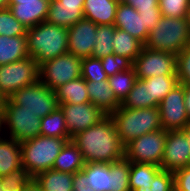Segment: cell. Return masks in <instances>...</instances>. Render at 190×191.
Returning <instances> with one entry per match:
<instances>
[{"label": "cell", "instance_id": "cell-1", "mask_svg": "<svg viewBox=\"0 0 190 191\" xmlns=\"http://www.w3.org/2000/svg\"><path fill=\"white\" fill-rule=\"evenodd\" d=\"M71 140L80 149L86 163L110 164L125 158V146L118 137L110 115H105Z\"/></svg>", "mask_w": 190, "mask_h": 191}, {"label": "cell", "instance_id": "cell-2", "mask_svg": "<svg viewBox=\"0 0 190 191\" xmlns=\"http://www.w3.org/2000/svg\"><path fill=\"white\" fill-rule=\"evenodd\" d=\"M26 38L28 54L39 65L68 52V28L44 21L28 28Z\"/></svg>", "mask_w": 190, "mask_h": 191}, {"label": "cell", "instance_id": "cell-3", "mask_svg": "<svg viewBox=\"0 0 190 191\" xmlns=\"http://www.w3.org/2000/svg\"><path fill=\"white\" fill-rule=\"evenodd\" d=\"M110 116L124 146L143 134L162 129L159 107L130 109L119 106Z\"/></svg>", "mask_w": 190, "mask_h": 191}, {"label": "cell", "instance_id": "cell-4", "mask_svg": "<svg viewBox=\"0 0 190 191\" xmlns=\"http://www.w3.org/2000/svg\"><path fill=\"white\" fill-rule=\"evenodd\" d=\"M190 46V28L186 17L170 18L162 16L156 26L149 31L144 47L178 55Z\"/></svg>", "mask_w": 190, "mask_h": 191}, {"label": "cell", "instance_id": "cell-5", "mask_svg": "<svg viewBox=\"0 0 190 191\" xmlns=\"http://www.w3.org/2000/svg\"><path fill=\"white\" fill-rule=\"evenodd\" d=\"M68 140L71 138L40 135L21 143L22 166L33 178L52 169L55 159Z\"/></svg>", "mask_w": 190, "mask_h": 191}, {"label": "cell", "instance_id": "cell-6", "mask_svg": "<svg viewBox=\"0 0 190 191\" xmlns=\"http://www.w3.org/2000/svg\"><path fill=\"white\" fill-rule=\"evenodd\" d=\"M39 81L40 65L31 57L0 65V97L2 99Z\"/></svg>", "mask_w": 190, "mask_h": 191}, {"label": "cell", "instance_id": "cell-7", "mask_svg": "<svg viewBox=\"0 0 190 191\" xmlns=\"http://www.w3.org/2000/svg\"><path fill=\"white\" fill-rule=\"evenodd\" d=\"M4 126L10 130L9 137L20 144L40 136L41 118L33 112L24 110V106L12 103L8 98L3 99Z\"/></svg>", "mask_w": 190, "mask_h": 191}, {"label": "cell", "instance_id": "cell-8", "mask_svg": "<svg viewBox=\"0 0 190 191\" xmlns=\"http://www.w3.org/2000/svg\"><path fill=\"white\" fill-rule=\"evenodd\" d=\"M8 99L14 104L24 106V110L33 112L40 118L59 107L56 92L41 81L17 90Z\"/></svg>", "mask_w": 190, "mask_h": 191}, {"label": "cell", "instance_id": "cell-9", "mask_svg": "<svg viewBox=\"0 0 190 191\" xmlns=\"http://www.w3.org/2000/svg\"><path fill=\"white\" fill-rule=\"evenodd\" d=\"M130 191H171L174 174L149 163L130 162Z\"/></svg>", "mask_w": 190, "mask_h": 191}, {"label": "cell", "instance_id": "cell-10", "mask_svg": "<svg viewBox=\"0 0 190 191\" xmlns=\"http://www.w3.org/2000/svg\"><path fill=\"white\" fill-rule=\"evenodd\" d=\"M82 58L65 53L40 65V81L55 91L61 85L81 77Z\"/></svg>", "mask_w": 190, "mask_h": 191}, {"label": "cell", "instance_id": "cell-11", "mask_svg": "<svg viewBox=\"0 0 190 191\" xmlns=\"http://www.w3.org/2000/svg\"><path fill=\"white\" fill-rule=\"evenodd\" d=\"M167 130L141 135L125 146V158L134 163H149L161 167Z\"/></svg>", "mask_w": 190, "mask_h": 191}, {"label": "cell", "instance_id": "cell-12", "mask_svg": "<svg viewBox=\"0 0 190 191\" xmlns=\"http://www.w3.org/2000/svg\"><path fill=\"white\" fill-rule=\"evenodd\" d=\"M137 79H148L161 75H177L176 55L143 47L132 65Z\"/></svg>", "mask_w": 190, "mask_h": 191}, {"label": "cell", "instance_id": "cell-13", "mask_svg": "<svg viewBox=\"0 0 190 191\" xmlns=\"http://www.w3.org/2000/svg\"><path fill=\"white\" fill-rule=\"evenodd\" d=\"M160 122L164 130L182 129L190 122L185 102L184 84H177L160 102Z\"/></svg>", "mask_w": 190, "mask_h": 191}, {"label": "cell", "instance_id": "cell-14", "mask_svg": "<svg viewBox=\"0 0 190 191\" xmlns=\"http://www.w3.org/2000/svg\"><path fill=\"white\" fill-rule=\"evenodd\" d=\"M190 165V143L181 129L167 130L161 169L176 172Z\"/></svg>", "mask_w": 190, "mask_h": 191}, {"label": "cell", "instance_id": "cell-15", "mask_svg": "<svg viewBox=\"0 0 190 191\" xmlns=\"http://www.w3.org/2000/svg\"><path fill=\"white\" fill-rule=\"evenodd\" d=\"M64 113L69 137L72 138L87 128L94 126L105 114L94 104H59Z\"/></svg>", "mask_w": 190, "mask_h": 191}, {"label": "cell", "instance_id": "cell-16", "mask_svg": "<svg viewBox=\"0 0 190 191\" xmlns=\"http://www.w3.org/2000/svg\"><path fill=\"white\" fill-rule=\"evenodd\" d=\"M97 24L83 18L68 28V53L80 58L91 56L95 45Z\"/></svg>", "mask_w": 190, "mask_h": 191}, {"label": "cell", "instance_id": "cell-17", "mask_svg": "<svg viewBox=\"0 0 190 191\" xmlns=\"http://www.w3.org/2000/svg\"><path fill=\"white\" fill-rule=\"evenodd\" d=\"M117 29H122L145 44L149 31L144 25V20L139 12L130 5L118 4L113 24Z\"/></svg>", "mask_w": 190, "mask_h": 191}, {"label": "cell", "instance_id": "cell-18", "mask_svg": "<svg viewBox=\"0 0 190 191\" xmlns=\"http://www.w3.org/2000/svg\"><path fill=\"white\" fill-rule=\"evenodd\" d=\"M50 0L40 2H9V10L25 27L31 28L46 21Z\"/></svg>", "mask_w": 190, "mask_h": 191}, {"label": "cell", "instance_id": "cell-19", "mask_svg": "<svg viewBox=\"0 0 190 191\" xmlns=\"http://www.w3.org/2000/svg\"><path fill=\"white\" fill-rule=\"evenodd\" d=\"M90 103L96 105L105 115L112 114L121 102L116 98L108 79L102 81H86Z\"/></svg>", "mask_w": 190, "mask_h": 191}, {"label": "cell", "instance_id": "cell-20", "mask_svg": "<svg viewBox=\"0 0 190 191\" xmlns=\"http://www.w3.org/2000/svg\"><path fill=\"white\" fill-rule=\"evenodd\" d=\"M78 182L92 191H110V164L85 163Z\"/></svg>", "mask_w": 190, "mask_h": 191}, {"label": "cell", "instance_id": "cell-21", "mask_svg": "<svg viewBox=\"0 0 190 191\" xmlns=\"http://www.w3.org/2000/svg\"><path fill=\"white\" fill-rule=\"evenodd\" d=\"M117 6L115 0H84V18L97 25H113Z\"/></svg>", "mask_w": 190, "mask_h": 191}, {"label": "cell", "instance_id": "cell-22", "mask_svg": "<svg viewBox=\"0 0 190 191\" xmlns=\"http://www.w3.org/2000/svg\"><path fill=\"white\" fill-rule=\"evenodd\" d=\"M41 191H73L78 182V176L50 169L34 178Z\"/></svg>", "mask_w": 190, "mask_h": 191}, {"label": "cell", "instance_id": "cell-23", "mask_svg": "<svg viewBox=\"0 0 190 191\" xmlns=\"http://www.w3.org/2000/svg\"><path fill=\"white\" fill-rule=\"evenodd\" d=\"M85 163L80 149L72 140H68L55 159L52 169L78 176Z\"/></svg>", "mask_w": 190, "mask_h": 191}, {"label": "cell", "instance_id": "cell-24", "mask_svg": "<svg viewBox=\"0 0 190 191\" xmlns=\"http://www.w3.org/2000/svg\"><path fill=\"white\" fill-rule=\"evenodd\" d=\"M83 18V6L62 5L59 0H50L47 22L69 28Z\"/></svg>", "mask_w": 190, "mask_h": 191}, {"label": "cell", "instance_id": "cell-25", "mask_svg": "<svg viewBox=\"0 0 190 191\" xmlns=\"http://www.w3.org/2000/svg\"><path fill=\"white\" fill-rule=\"evenodd\" d=\"M30 57L27 51L26 35L4 36L0 35V65Z\"/></svg>", "mask_w": 190, "mask_h": 191}, {"label": "cell", "instance_id": "cell-26", "mask_svg": "<svg viewBox=\"0 0 190 191\" xmlns=\"http://www.w3.org/2000/svg\"><path fill=\"white\" fill-rule=\"evenodd\" d=\"M20 143L12 138L0 139V177L22 166Z\"/></svg>", "mask_w": 190, "mask_h": 191}, {"label": "cell", "instance_id": "cell-27", "mask_svg": "<svg viewBox=\"0 0 190 191\" xmlns=\"http://www.w3.org/2000/svg\"><path fill=\"white\" fill-rule=\"evenodd\" d=\"M55 92L59 104H83L90 102L86 81L82 77L61 85Z\"/></svg>", "mask_w": 190, "mask_h": 191}, {"label": "cell", "instance_id": "cell-28", "mask_svg": "<svg viewBox=\"0 0 190 191\" xmlns=\"http://www.w3.org/2000/svg\"><path fill=\"white\" fill-rule=\"evenodd\" d=\"M112 41L114 54L127 57L132 62L138 57L144 47L142 42L128 32L116 27Z\"/></svg>", "mask_w": 190, "mask_h": 191}, {"label": "cell", "instance_id": "cell-29", "mask_svg": "<svg viewBox=\"0 0 190 191\" xmlns=\"http://www.w3.org/2000/svg\"><path fill=\"white\" fill-rule=\"evenodd\" d=\"M120 106L130 109L152 107V99H150L149 92V78L137 79L133 89L127 94Z\"/></svg>", "mask_w": 190, "mask_h": 191}, {"label": "cell", "instance_id": "cell-30", "mask_svg": "<svg viewBox=\"0 0 190 191\" xmlns=\"http://www.w3.org/2000/svg\"><path fill=\"white\" fill-rule=\"evenodd\" d=\"M40 135L58 138H70L64 113L60 107L41 118Z\"/></svg>", "mask_w": 190, "mask_h": 191}, {"label": "cell", "instance_id": "cell-31", "mask_svg": "<svg viewBox=\"0 0 190 191\" xmlns=\"http://www.w3.org/2000/svg\"><path fill=\"white\" fill-rule=\"evenodd\" d=\"M179 83L177 75H161L149 78L152 107H158L162 99Z\"/></svg>", "mask_w": 190, "mask_h": 191}, {"label": "cell", "instance_id": "cell-32", "mask_svg": "<svg viewBox=\"0 0 190 191\" xmlns=\"http://www.w3.org/2000/svg\"><path fill=\"white\" fill-rule=\"evenodd\" d=\"M114 25H98L96 31L95 45L91 57L101 59L110 54H114L113 37Z\"/></svg>", "mask_w": 190, "mask_h": 191}, {"label": "cell", "instance_id": "cell-33", "mask_svg": "<svg viewBox=\"0 0 190 191\" xmlns=\"http://www.w3.org/2000/svg\"><path fill=\"white\" fill-rule=\"evenodd\" d=\"M130 161L123 158L110 163V191H130Z\"/></svg>", "mask_w": 190, "mask_h": 191}, {"label": "cell", "instance_id": "cell-34", "mask_svg": "<svg viewBox=\"0 0 190 191\" xmlns=\"http://www.w3.org/2000/svg\"><path fill=\"white\" fill-rule=\"evenodd\" d=\"M136 80V73L132 67L129 70L122 71L108 77V84L116 98L122 102L127 94L133 89Z\"/></svg>", "mask_w": 190, "mask_h": 191}, {"label": "cell", "instance_id": "cell-35", "mask_svg": "<svg viewBox=\"0 0 190 191\" xmlns=\"http://www.w3.org/2000/svg\"><path fill=\"white\" fill-rule=\"evenodd\" d=\"M26 33L27 27L13 16L9 8L0 10V35L14 37Z\"/></svg>", "mask_w": 190, "mask_h": 191}, {"label": "cell", "instance_id": "cell-36", "mask_svg": "<svg viewBox=\"0 0 190 191\" xmlns=\"http://www.w3.org/2000/svg\"><path fill=\"white\" fill-rule=\"evenodd\" d=\"M81 77L85 81H102L108 79L107 74L102 67L101 60L98 58H82Z\"/></svg>", "mask_w": 190, "mask_h": 191}, {"label": "cell", "instance_id": "cell-37", "mask_svg": "<svg viewBox=\"0 0 190 191\" xmlns=\"http://www.w3.org/2000/svg\"><path fill=\"white\" fill-rule=\"evenodd\" d=\"M100 60L108 77L113 76L116 73L129 70L133 65V62L130 59L117 54H110Z\"/></svg>", "mask_w": 190, "mask_h": 191}, {"label": "cell", "instance_id": "cell-38", "mask_svg": "<svg viewBox=\"0 0 190 191\" xmlns=\"http://www.w3.org/2000/svg\"><path fill=\"white\" fill-rule=\"evenodd\" d=\"M189 6L190 0H159L160 12L164 17H186Z\"/></svg>", "mask_w": 190, "mask_h": 191}, {"label": "cell", "instance_id": "cell-39", "mask_svg": "<svg viewBox=\"0 0 190 191\" xmlns=\"http://www.w3.org/2000/svg\"><path fill=\"white\" fill-rule=\"evenodd\" d=\"M2 177L6 180L7 191H22L33 180V177L24 166H20Z\"/></svg>", "mask_w": 190, "mask_h": 191}, {"label": "cell", "instance_id": "cell-40", "mask_svg": "<svg viewBox=\"0 0 190 191\" xmlns=\"http://www.w3.org/2000/svg\"><path fill=\"white\" fill-rule=\"evenodd\" d=\"M177 76L180 83L190 78V46L186 47L177 56Z\"/></svg>", "mask_w": 190, "mask_h": 191}, {"label": "cell", "instance_id": "cell-41", "mask_svg": "<svg viewBox=\"0 0 190 191\" xmlns=\"http://www.w3.org/2000/svg\"><path fill=\"white\" fill-rule=\"evenodd\" d=\"M174 174V186L179 191H190V165L179 169Z\"/></svg>", "mask_w": 190, "mask_h": 191}, {"label": "cell", "instance_id": "cell-42", "mask_svg": "<svg viewBox=\"0 0 190 191\" xmlns=\"http://www.w3.org/2000/svg\"><path fill=\"white\" fill-rule=\"evenodd\" d=\"M126 4L135 8L137 11L160 10L159 0H127Z\"/></svg>", "mask_w": 190, "mask_h": 191}, {"label": "cell", "instance_id": "cell-43", "mask_svg": "<svg viewBox=\"0 0 190 191\" xmlns=\"http://www.w3.org/2000/svg\"><path fill=\"white\" fill-rule=\"evenodd\" d=\"M138 12L140 15H142L144 20V25L148 31L152 30L162 17L160 10L138 11Z\"/></svg>", "mask_w": 190, "mask_h": 191}, {"label": "cell", "instance_id": "cell-44", "mask_svg": "<svg viewBox=\"0 0 190 191\" xmlns=\"http://www.w3.org/2000/svg\"><path fill=\"white\" fill-rule=\"evenodd\" d=\"M184 102L186 107V112L190 120V86L184 84Z\"/></svg>", "mask_w": 190, "mask_h": 191}, {"label": "cell", "instance_id": "cell-45", "mask_svg": "<svg viewBox=\"0 0 190 191\" xmlns=\"http://www.w3.org/2000/svg\"><path fill=\"white\" fill-rule=\"evenodd\" d=\"M22 191H41L39 185L35 182V180H31Z\"/></svg>", "mask_w": 190, "mask_h": 191}, {"label": "cell", "instance_id": "cell-46", "mask_svg": "<svg viewBox=\"0 0 190 191\" xmlns=\"http://www.w3.org/2000/svg\"><path fill=\"white\" fill-rule=\"evenodd\" d=\"M62 5L83 6L84 0H59Z\"/></svg>", "mask_w": 190, "mask_h": 191}, {"label": "cell", "instance_id": "cell-47", "mask_svg": "<svg viewBox=\"0 0 190 191\" xmlns=\"http://www.w3.org/2000/svg\"><path fill=\"white\" fill-rule=\"evenodd\" d=\"M181 130L183 131L184 135L190 143V122H188Z\"/></svg>", "mask_w": 190, "mask_h": 191}, {"label": "cell", "instance_id": "cell-48", "mask_svg": "<svg viewBox=\"0 0 190 191\" xmlns=\"http://www.w3.org/2000/svg\"><path fill=\"white\" fill-rule=\"evenodd\" d=\"M73 191H92L85 185H82L80 182H77L75 184L74 190Z\"/></svg>", "mask_w": 190, "mask_h": 191}, {"label": "cell", "instance_id": "cell-49", "mask_svg": "<svg viewBox=\"0 0 190 191\" xmlns=\"http://www.w3.org/2000/svg\"><path fill=\"white\" fill-rule=\"evenodd\" d=\"M2 127H4V120H3V109H2V104H0V134Z\"/></svg>", "mask_w": 190, "mask_h": 191}, {"label": "cell", "instance_id": "cell-50", "mask_svg": "<svg viewBox=\"0 0 190 191\" xmlns=\"http://www.w3.org/2000/svg\"><path fill=\"white\" fill-rule=\"evenodd\" d=\"M9 7V0H0V10L7 9Z\"/></svg>", "mask_w": 190, "mask_h": 191}, {"label": "cell", "instance_id": "cell-51", "mask_svg": "<svg viewBox=\"0 0 190 191\" xmlns=\"http://www.w3.org/2000/svg\"><path fill=\"white\" fill-rule=\"evenodd\" d=\"M0 191H7L6 180L3 177H0Z\"/></svg>", "mask_w": 190, "mask_h": 191}, {"label": "cell", "instance_id": "cell-52", "mask_svg": "<svg viewBox=\"0 0 190 191\" xmlns=\"http://www.w3.org/2000/svg\"><path fill=\"white\" fill-rule=\"evenodd\" d=\"M9 2H40V0H9Z\"/></svg>", "mask_w": 190, "mask_h": 191}, {"label": "cell", "instance_id": "cell-53", "mask_svg": "<svg viewBox=\"0 0 190 191\" xmlns=\"http://www.w3.org/2000/svg\"><path fill=\"white\" fill-rule=\"evenodd\" d=\"M186 18H187V22H188V25H189V28H190V6H189V9H188V11H187V16H186Z\"/></svg>", "mask_w": 190, "mask_h": 191}, {"label": "cell", "instance_id": "cell-54", "mask_svg": "<svg viewBox=\"0 0 190 191\" xmlns=\"http://www.w3.org/2000/svg\"><path fill=\"white\" fill-rule=\"evenodd\" d=\"M118 4H124L127 2V0H115Z\"/></svg>", "mask_w": 190, "mask_h": 191}, {"label": "cell", "instance_id": "cell-55", "mask_svg": "<svg viewBox=\"0 0 190 191\" xmlns=\"http://www.w3.org/2000/svg\"><path fill=\"white\" fill-rule=\"evenodd\" d=\"M183 84L190 86V78H188Z\"/></svg>", "mask_w": 190, "mask_h": 191}, {"label": "cell", "instance_id": "cell-56", "mask_svg": "<svg viewBox=\"0 0 190 191\" xmlns=\"http://www.w3.org/2000/svg\"><path fill=\"white\" fill-rule=\"evenodd\" d=\"M171 191H179L175 186Z\"/></svg>", "mask_w": 190, "mask_h": 191}, {"label": "cell", "instance_id": "cell-57", "mask_svg": "<svg viewBox=\"0 0 190 191\" xmlns=\"http://www.w3.org/2000/svg\"><path fill=\"white\" fill-rule=\"evenodd\" d=\"M2 102H3V99L0 97V104H2Z\"/></svg>", "mask_w": 190, "mask_h": 191}]
</instances>
